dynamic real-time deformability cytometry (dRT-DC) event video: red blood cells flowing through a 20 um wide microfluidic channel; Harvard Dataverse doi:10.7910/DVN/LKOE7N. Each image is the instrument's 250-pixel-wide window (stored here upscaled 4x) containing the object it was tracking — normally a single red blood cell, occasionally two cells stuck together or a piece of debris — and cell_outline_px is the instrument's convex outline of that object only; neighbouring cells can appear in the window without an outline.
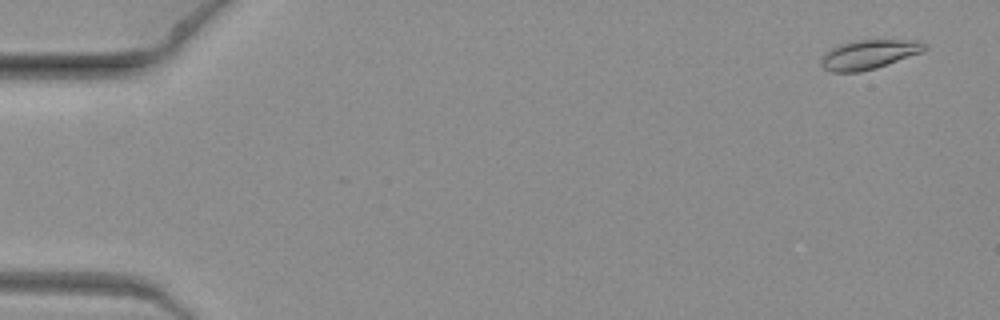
{"species": "common noctule bat (a hibernating species)", "species_latin": "Nyctalus noctula", "temperature_condition": "warm", "stored_images_in_passage": 12, "camera_frame_rate_fps": 3000, "um_per_image_px": 0.085, "animal": {"sex": "female", "body_mass_g": 19.3, "forearm_length_mm": 54.1}, "frame": {"image": 1, "passage_image": 2, "time_ms": 0.333, "image_size_px": [1000, 320], "cell_outline_px": [[928, 48], [920, 52], [876, 68], [860, 72], [832, 72], [824, 68], [820, 64], [820, 60], [832, 48], [840, 44], [856, 40], [916, 40], [928, 44]], "centroid_in_image_um": [73.86, 4.63], "position_along_channel_um": 11.1, "area_um2": 17.4}}
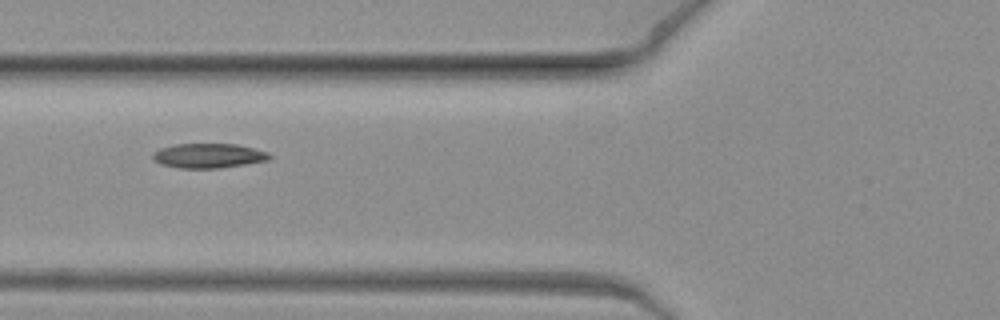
{"frame": {"image": 2, "passage_image": 9, "time_ms": 2.667, "image_size_px": [1000, 320], "cell_outline_px": [[272, 156], [268, 160], [220, 168], [180, 168], [160, 164], [152, 160], [152, 152], [160, 148], [176, 144], [236, 144], [268, 152]], "centroid_in_image_um": [17.67, 13.23], "position_along_channel_um": 108.1, "area_um2": 16.7}}
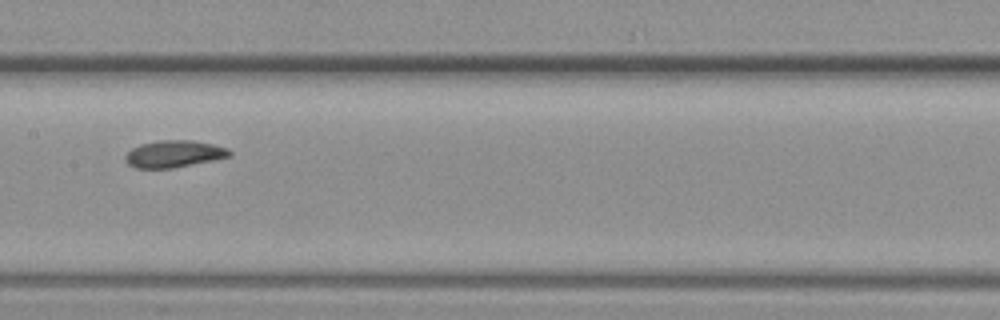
{"frame": {"image": 3, "passage_image": 11, "time_ms": 3.333, "image_size_px": [1000, 320], "cell_outline_px": [[232, 156], [172, 168], [136, 168], [128, 164], [124, 160], [124, 156], [132, 148], [140, 144], [160, 140], [192, 140], [212, 144], [228, 148], [232, 152]], "centroid_in_image_um": [14.78, 13.08], "position_along_channel_um": 192.6, "area_um2": 16.36}}